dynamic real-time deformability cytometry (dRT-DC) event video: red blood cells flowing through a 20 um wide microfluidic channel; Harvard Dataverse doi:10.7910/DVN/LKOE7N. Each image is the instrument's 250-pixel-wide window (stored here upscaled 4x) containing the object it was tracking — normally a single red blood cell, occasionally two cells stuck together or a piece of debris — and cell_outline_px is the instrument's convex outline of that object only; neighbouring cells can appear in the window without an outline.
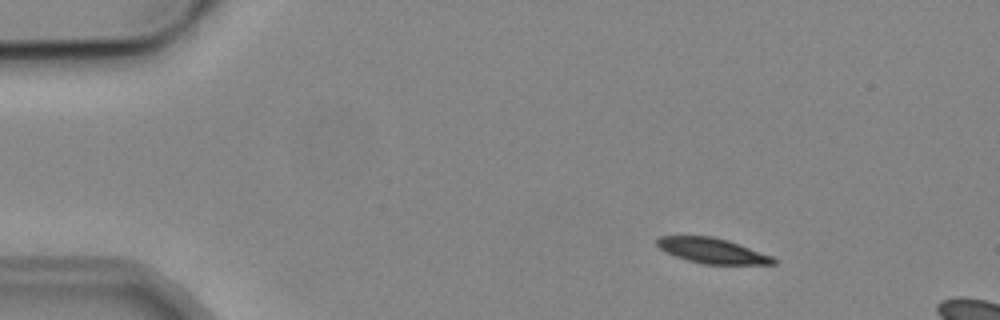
{"species": "common noctule bat (a hibernating species)", "species_latin": "Nyctalus noctula", "temperature_condition": "cold", "stored_images_in_passage": 5, "camera_frame_rate_fps": 3000, "um_per_image_px": 0.085, "animal": {"sex": "male", "body_mass_g": 19.2, "forearm_length_mm": 51.8}, "frame": {"image": 1, "passage_image": 3, "time_ms": 2.333, "image_size_px": [1000, 320], "cell_outline_px": [[776, 264], [704, 264], [688, 260], [664, 252], [656, 244], [656, 240], [660, 236], [712, 236], [728, 240], [772, 256], [776, 260]], "centroid_in_image_um": [60.52, 21.3], "position_along_channel_um": 24.5, "area_um2": 16.99}}